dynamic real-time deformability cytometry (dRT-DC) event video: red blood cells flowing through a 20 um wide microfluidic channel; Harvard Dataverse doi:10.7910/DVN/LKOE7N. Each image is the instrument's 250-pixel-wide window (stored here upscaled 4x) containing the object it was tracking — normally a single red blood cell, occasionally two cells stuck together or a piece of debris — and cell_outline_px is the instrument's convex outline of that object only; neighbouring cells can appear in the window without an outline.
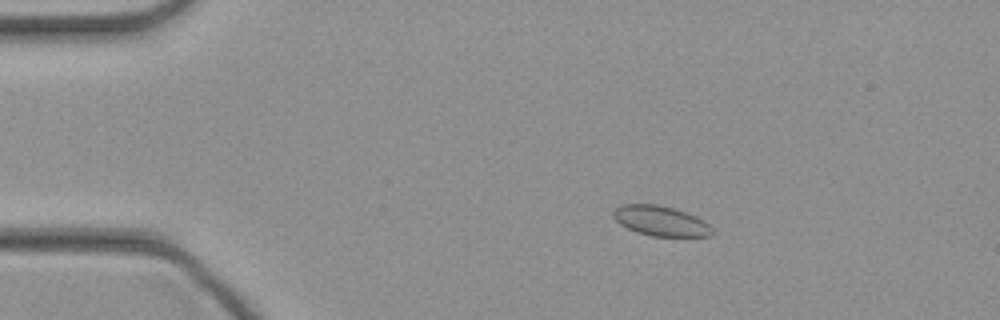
{"species": "common noctule bat (a hibernating species)", "species_latin": "Nyctalus noctula", "temperature_condition": "cold", "stored_images_in_passage": 47, "camera_frame_rate_fps": 3000, "um_per_image_px": 0.085, "animal": {"sex": "female", "body_mass_g": 21.9}, "frame": {"image": 1, "passage_image": 9, "time_ms": 2.667, "image_size_px": [1000, 320], "cell_outline_px": [[716, 232], [712, 236], [652, 236], [636, 232], [620, 224], [612, 216], [612, 212], [620, 204], [656, 204], [672, 208], [696, 216], [704, 220]], "centroid_in_image_um": [56.16, 18.78], "position_along_channel_um": 28.8, "area_um2": 17.34}}
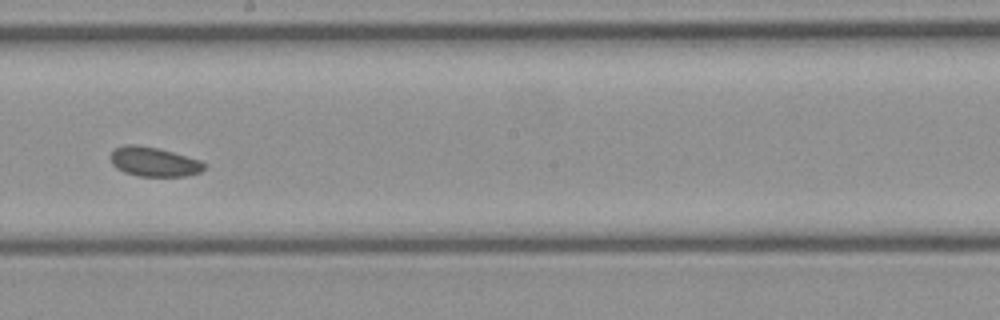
{"frame": {"image": 2, "passage_image": 27, "time_ms": 8.667, "image_size_px": [1000, 320], "cell_outline_px": [[208, 164], [200, 172], [184, 176], [140, 176], [124, 172], [116, 168], [112, 164], [112, 152], [116, 148], [124, 144], [136, 144], [160, 148], [200, 160]], "centroid_in_image_um": [13.1, 13.74], "position_along_channel_um": 235.1, "area_um2": 16.07}}
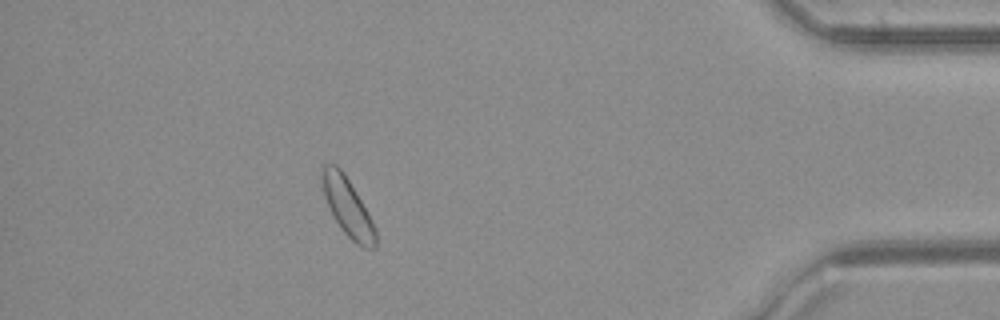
{"frame": {"image": 3, "passage_image": 42, "time_ms": 13.667, "image_size_px": [1000, 320], "cell_outline_px": [[376, 248], [364, 248], [356, 244], [344, 232], [332, 216], [324, 196], [320, 180], [320, 172], [324, 164], [336, 164], [344, 172], [372, 220], [376, 228]], "centroid_in_image_um": [29.52, 17.58], "position_along_channel_um": 405.7, "area_um2": 18.21}}